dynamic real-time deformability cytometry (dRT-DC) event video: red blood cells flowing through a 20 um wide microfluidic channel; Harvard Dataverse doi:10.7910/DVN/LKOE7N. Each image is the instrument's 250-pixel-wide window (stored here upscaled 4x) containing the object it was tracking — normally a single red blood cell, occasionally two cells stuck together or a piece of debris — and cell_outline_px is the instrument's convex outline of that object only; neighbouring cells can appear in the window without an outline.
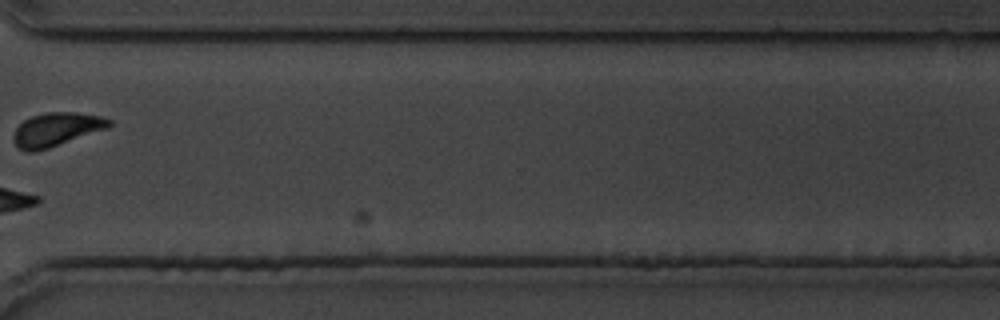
{"species": "common noctule bat (a hibernating species)", "species_latin": "Nyctalus noctula", "temperature_condition": "cold", "stored_images_in_passage": 23, "camera_frame_rate_fps": 3000, "um_per_image_px": 0.085, "animal": {"sex": "male", "body_mass_g": 19.5, "forearm_length_mm": 54.6}, "frame": {"image": 1, "passage_image": 20, "time_ms": 23.667, "image_size_px": [1000, 320], "cell_outline_px": [[112, 124], [108, 128], [48, 148], [32, 152], [28, 152], [20, 148], [12, 140], [12, 136], [16, 128], [24, 120], [32, 116], [48, 112], [76, 112], [100, 116], [112, 120]], "centroid_in_image_um": [4.79, 10.99], "position_along_channel_um": 365.8, "area_um2": 18.55}}